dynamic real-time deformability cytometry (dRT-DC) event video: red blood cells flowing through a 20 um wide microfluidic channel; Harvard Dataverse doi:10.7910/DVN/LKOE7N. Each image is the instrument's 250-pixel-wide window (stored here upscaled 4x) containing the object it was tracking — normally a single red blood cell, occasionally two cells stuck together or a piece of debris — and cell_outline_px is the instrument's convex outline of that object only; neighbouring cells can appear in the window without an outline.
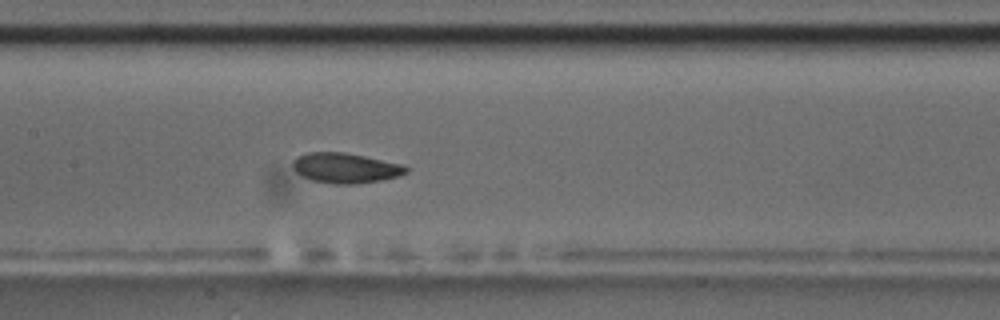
{"species": "common noctule bat (a hibernating species)", "species_latin": "Nyctalus noctula", "temperature_condition": "room temperature", "stored_images_in_passage": 7, "camera_frame_rate_fps": 3000, "um_per_image_px": 0.085, "animal": {"sex": "male", "body_mass_g": 17.5, "forearm_length_mm": 52.3}, "frame": {"image": 1, "passage_image": 7, "time_ms": 7.667, "image_size_px": [1000, 320], "cell_outline_px": [[408, 172], [400, 176], [384, 180], [356, 184], [332, 184], [312, 180], [296, 172], [292, 164], [296, 156], [308, 152], [344, 152], [404, 164], [408, 168]], "centroid_in_image_um": [29.4, 14.28], "position_along_channel_um": 178.0, "area_um2": 20.06}}